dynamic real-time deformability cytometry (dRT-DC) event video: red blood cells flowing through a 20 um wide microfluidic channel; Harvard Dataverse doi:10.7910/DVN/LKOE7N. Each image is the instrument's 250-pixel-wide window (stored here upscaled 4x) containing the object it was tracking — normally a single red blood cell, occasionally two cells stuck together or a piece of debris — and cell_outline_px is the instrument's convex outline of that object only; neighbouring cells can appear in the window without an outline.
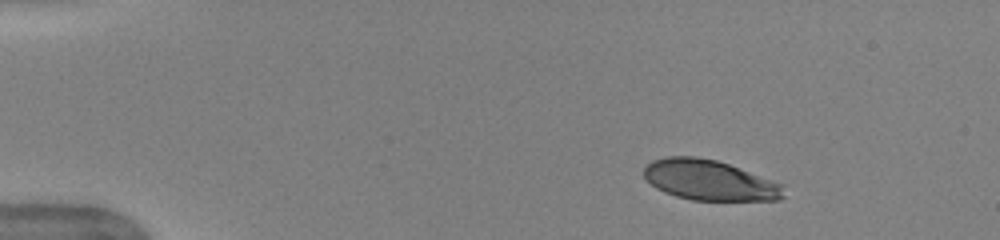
{"species": "human", "species_latin": "Homo sapiens", "temperature_condition": "warm", "stored_images_in_passage": 42, "camera_frame_rate_fps": 3000, "um_per_image_px": 0.085, "donor": {"sex": "female"}, "frame": {"image": 1, "passage_image": 1, "time_ms": 0.0, "image_size_px": [1000, 240], "cell_outline_px": [[784, 196], [780, 200], [692, 200], [676, 196], [664, 192], [656, 188], [644, 176], [644, 168], [652, 160], [668, 156], [696, 156], [716, 160], [728, 164], [784, 184]], "centroid_in_image_um": [60.32, 15.31], "position_along_channel_um": 24.7, "area_um2": 32.77}}
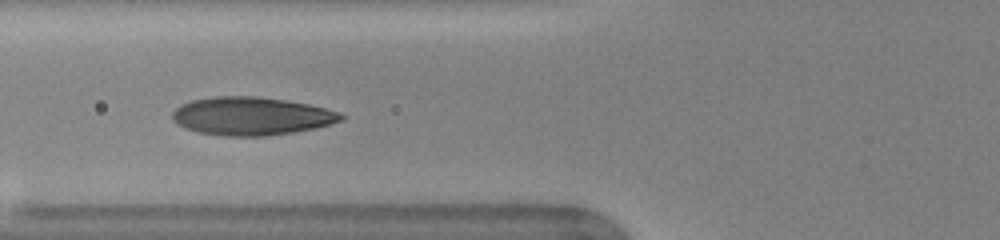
{"frame": {"image": 2, "passage_image": 14, "time_ms": 4.333, "image_size_px": [1000, 240], "cell_outline_px": [[348, 116], [344, 120], [332, 124], [316, 128], [292, 132], [264, 136], [224, 136], [196, 132], [184, 128], [176, 124], [172, 120], [172, 112], [180, 104], [192, 100], [216, 96], [256, 96], [284, 100], [308, 104], [340, 112]], "centroid_in_image_um": [21.36, 9.87], "position_along_channel_um": 104.4, "area_um2": 37.8}}
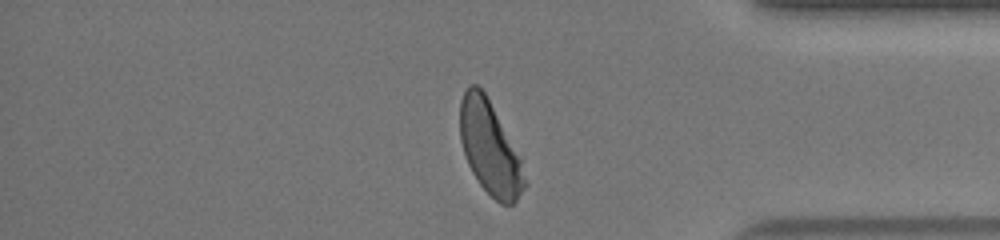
{"frame": {"image": 3, "passage_image": 37, "time_ms": 12.0, "image_size_px": [1000, 240], "cell_outline_px": [[528, 184], [516, 200], [512, 204], [500, 204], [480, 184], [472, 172], [468, 164], [460, 140], [460, 100], [468, 84], [476, 84], [484, 92], [520, 160], [528, 180]], "centroid_in_image_um": [41.62, 12.61], "position_along_channel_um": 393.6, "area_um2": 34.28}, "authors_computed_cell_mechanics": {"area_um2": 36.2695, "velocity_mm_per_s": 3.9704, "shape_relaxation_time_tau1_ms": 3.0419, "shape_relaxation_time_tau2_ms": null, "deformation_change_tau1": 0.1826, "deformation_change_tau2": null}}